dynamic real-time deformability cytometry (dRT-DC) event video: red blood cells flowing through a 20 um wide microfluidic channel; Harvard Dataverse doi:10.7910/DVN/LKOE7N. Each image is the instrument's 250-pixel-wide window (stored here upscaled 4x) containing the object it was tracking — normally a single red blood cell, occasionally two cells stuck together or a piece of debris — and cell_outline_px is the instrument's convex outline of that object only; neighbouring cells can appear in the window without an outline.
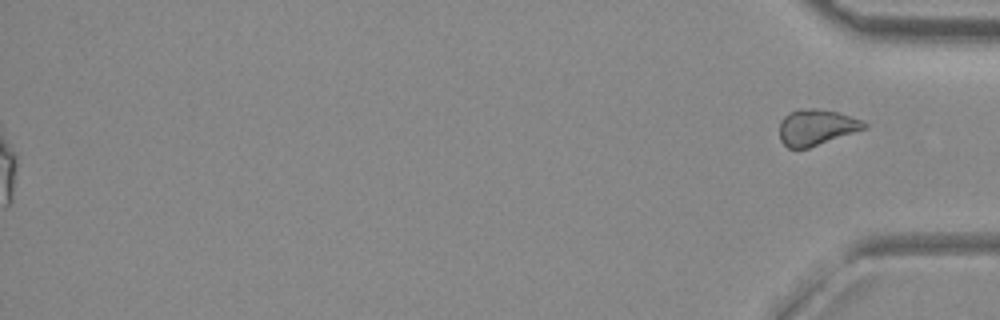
{"species": "common noctule bat (a hibernating species)", "species_latin": "Nyctalus noctula", "temperature_condition": "room temperature", "stored_images_in_passage": 49, "segment_of_instrument_passage": [2, 2], "camera_frame_rate_fps": 3000, "um_per_image_px": 0.085, "animal": {"sex": "female", "body_mass_g": 29.2, "forearm_length_mm": 56.3}, "frame": {"image": 1, "passage_image": 49, "time_ms": 16.0, "image_size_px": [1000, 320], "cell_outline_px": [[868, 128], [808, 148], [788, 148], [780, 140], [780, 120], [788, 112], [812, 108], [816, 108], [836, 112], [860, 120], [868, 124]], "centroid_in_image_um": [69.38, 10.83], "position_along_channel_um": 365.8, "area_um2": 17.57}}